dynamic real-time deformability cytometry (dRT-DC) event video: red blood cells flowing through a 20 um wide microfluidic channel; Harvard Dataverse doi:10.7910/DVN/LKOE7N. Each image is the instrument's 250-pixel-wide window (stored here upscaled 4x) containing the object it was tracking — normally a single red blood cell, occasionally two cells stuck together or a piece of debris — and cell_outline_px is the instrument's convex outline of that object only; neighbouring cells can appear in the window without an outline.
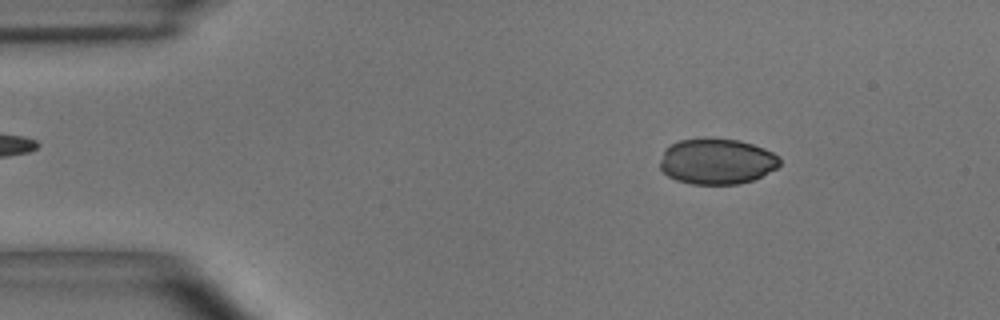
{"species": "common noctule bat (a hibernating species)", "species_latin": "Nyctalus noctula", "temperature_condition": "room temperature", "stored_images_in_passage": 53, "camera_frame_rate_fps": 3000, "um_per_image_px": 0.085, "animal": {"sex": "male", "body_mass_g": 15.6}, "frame": {"image": 1, "passage_image": 7, "time_ms": 2.0, "image_size_px": [1000, 320], "cell_outline_px": [[780, 164], [776, 168], [752, 180], [736, 184], [692, 184], [676, 180], [668, 176], [660, 168], [660, 160], [664, 148], [680, 140], [740, 140], [764, 148], [780, 156]], "centroid_in_image_um": [60.92, 13.74], "position_along_channel_um": 24.1, "area_um2": 31.44}}